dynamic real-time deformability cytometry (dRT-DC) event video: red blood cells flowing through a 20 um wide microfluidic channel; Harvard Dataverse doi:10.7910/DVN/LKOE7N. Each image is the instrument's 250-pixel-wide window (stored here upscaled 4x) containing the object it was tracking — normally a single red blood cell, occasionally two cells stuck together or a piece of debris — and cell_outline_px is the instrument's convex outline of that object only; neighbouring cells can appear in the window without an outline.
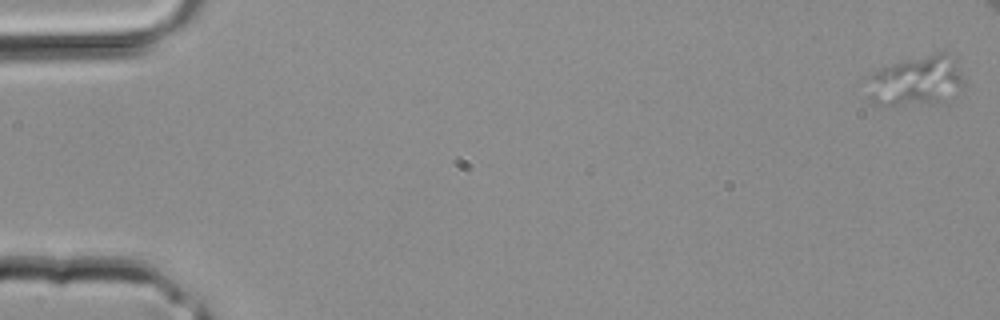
{"species": "common noctule bat (a hibernating species)", "species_latin": "Nyctalus noctula", "temperature_condition": "room temperature", "stored_images_in_passage": 5, "camera_frame_rate_fps": 3000, "um_per_image_px": 0.085, "animal": {"sex": "male", "body_mass_g": 20.4}, "frame": {"image": 1, "passage_image": 1, "time_ms": 0.0, "image_size_px": [1000, 320], "cell_outline_px": [[964, 80], [952, 100], [936, 104], [872, 104], [864, 96], [864, 76], [868, 72], [888, 64], [940, 52], [948, 52], [956, 56]], "centroid_in_image_um": [77.79, 6.88], "position_along_channel_um": 7.2, "area_um2": 29.65}}